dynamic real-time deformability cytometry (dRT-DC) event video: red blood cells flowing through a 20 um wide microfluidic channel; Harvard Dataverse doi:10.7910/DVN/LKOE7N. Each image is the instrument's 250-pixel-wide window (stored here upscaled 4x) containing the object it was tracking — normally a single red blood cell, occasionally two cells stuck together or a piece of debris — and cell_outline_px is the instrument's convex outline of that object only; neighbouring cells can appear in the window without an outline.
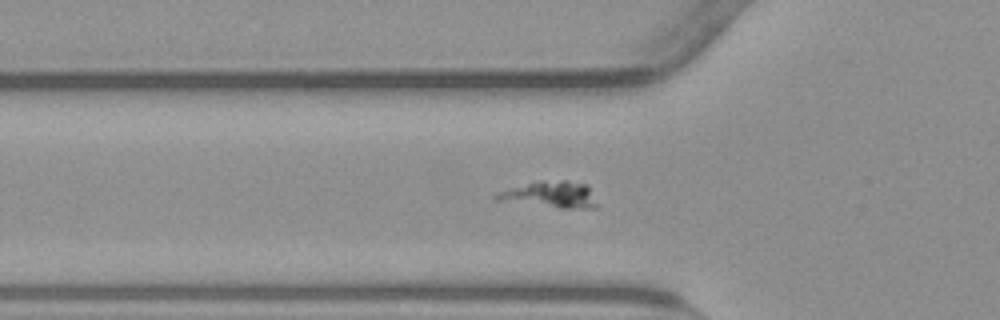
{"species": "common noctule bat (a hibernating species)", "species_latin": "Nyctalus noctula", "temperature_condition": "warm", "stored_images_in_passage": 39, "camera_frame_rate_fps": 3000, "um_per_image_px": 0.085, "animal": {"sex": "male", "body_mass_g": 23.1, "forearm_length_mm": 52.7}, "frame": {"image": 1, "passage_image": 3, "time_ms": 0.667, "image_size_px": [1000, 320], "cell_outline_px": [[596, 208], [560, 208], [496, 200], [492, 196], [496, 192], [528, 184], [564, 180], [588, 184], [596, 204]], "centroid_in_image_um": [46.8, 16.56], "position_along_channel_um": 79.0, "area_um2": 14.97}}
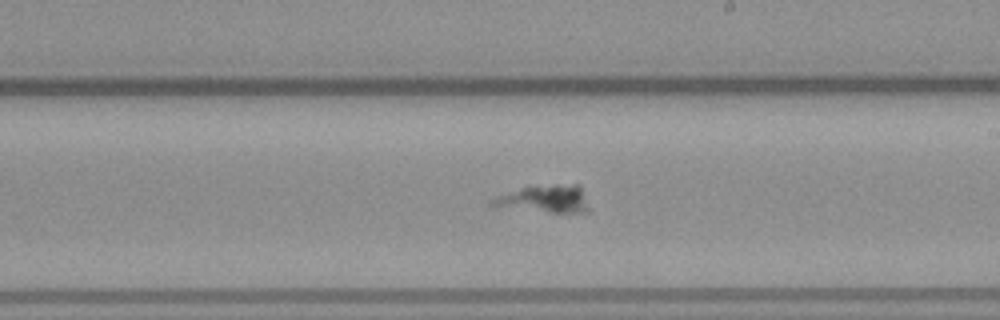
{"frame": {"image": 2, "passage_image": 16, "time_ms": 5.0, "image_size_px": [1000, 320], "cell_outline_px": [[588, 212], [548, 212], [488, 204], [492, 200], [500, 196], [520, 188], [556, 184], [580, 184], [588, 208]], "centroid_in_image_um": [46.39, 16.89], "position_along_channel_um": 242.6, "area_um2": 14.8}}
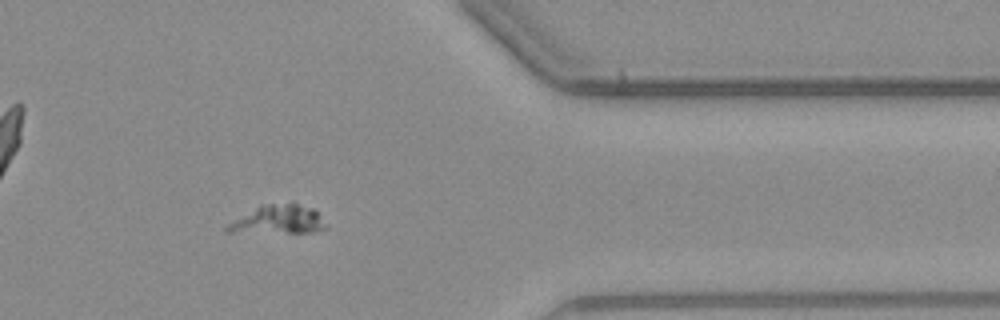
{"frame": {"image": 3, "passage_image": 29, "time_ms": 9.333, "image_size_px": [1000, 320], "cell_outline_px": [[324, 228], [312, 232], [224, 232], [224, 228], [228, 224], [260, 204], [292, 200], [312, 208], [316, 212], [324, 224]], "centroid_in_image_um": [23.6, 18.61], "position_along_channel_um": 387.8, "area_um2": 16.59}}